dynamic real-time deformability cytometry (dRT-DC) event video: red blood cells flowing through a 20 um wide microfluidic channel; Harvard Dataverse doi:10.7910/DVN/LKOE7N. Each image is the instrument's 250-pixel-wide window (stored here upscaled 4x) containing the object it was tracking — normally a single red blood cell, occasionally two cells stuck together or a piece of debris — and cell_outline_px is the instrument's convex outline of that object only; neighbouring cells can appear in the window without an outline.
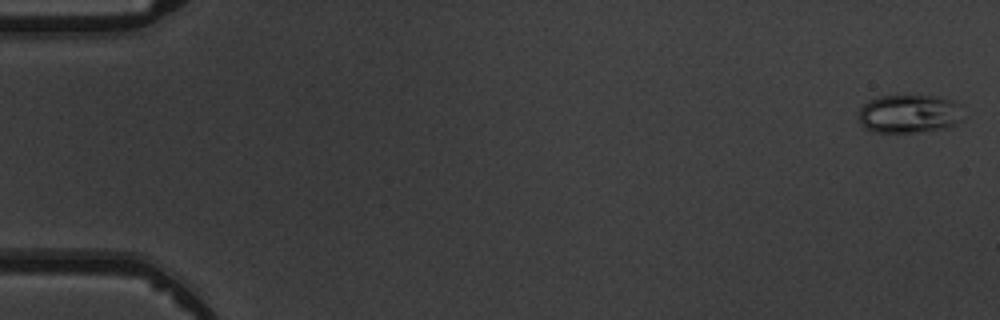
{"species": "common noctule bat (a hibernating species)", "species_latin": "Nyctalus noctula", "temperature_condition": "warm", "stored_images_in_passage": 5, "camera_frame_rate_fps": 3000, "um_per_image_px": 0.085, "animal": {"sex": "male", "body_mass_g": 19.5, "forearm_length_mm": 54.6}, "frame": {"image": 1, "passage_image": 1, "time_ms": 0.0, "image_size_px": [1000, 320], "cell_outline_px": [[964, 120], [956, 124], [940, 128], [912, 132], [872, 132], [864, 128], [860, 124], [860, 108], [868, 100], [880, 96], [940, 96], [952, 100], [960, 104]], "centroid_in_image_um": [77.29, 9.66], "position_along_channel_um": 7.7, "area_um2": 23.47}}
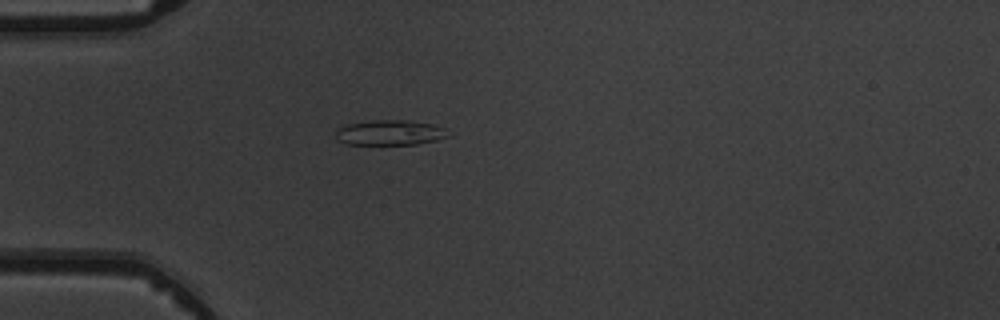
{"frame": {"image": 2, "passage_image": 5, "time_ms": 4.667, "image_size_px": [1000, 320], "cell_outline_px": [[452, 136], [436, 140], [416, 144], [344, 144], [336, 140], [336, 128], [348, 124], [372, 120], [404, 120], [432, 124], [444, 128]], "centroid_in_image_um": [33.12, 11.28], "position_along_channel_um": 51.9, "area_um2": 16.53}}